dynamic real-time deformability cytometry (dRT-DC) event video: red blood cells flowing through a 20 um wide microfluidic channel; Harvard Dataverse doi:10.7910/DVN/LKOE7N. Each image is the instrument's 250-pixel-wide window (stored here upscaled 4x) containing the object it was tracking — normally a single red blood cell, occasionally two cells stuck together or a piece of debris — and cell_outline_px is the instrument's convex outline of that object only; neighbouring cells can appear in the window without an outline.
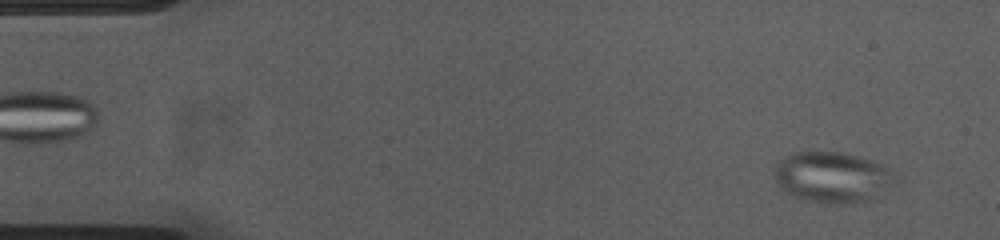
{"species": "common noctule bat (a hibernating species)", "species_latin": "Nyctalus noctula", "temperature_condition": "cold", "stored_images_in_passage": 53, "camera_frame_rate_fps": 3000, "um_per_image_px": 0.085, "animal": {"sex": "female", "body_mass_g": 23.0, "forearm_length_mm": 53.4}, "frame": {"image": 1, "passage_image": 3, "time_ms": 0.667, "image_size_px": [1000, 240], "cell_outline_px": [[904, 180], [868, 200], [840, 204], [800, 200], [792, 196], [780, 188], [776, 180], [776, 164], [784, 156], [800, 148], [808, 148], [840, 152], [860, 156], [872, 160], [892, 168]], "centroid_in_image_um": [70.81, 15.01], "position_along_channel_um": 14.2, "area_um2": 37.28}}
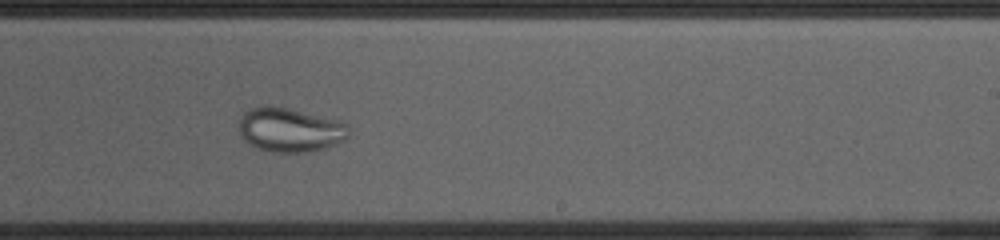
{"frame": {"image": 2, "passage_image": 32, "time_ms": 10.333, "image_size_px": [1000, 240], "cell_outline_px": [[348, 136], [344, 140], [324, 148], [308, 152], [272, 152], [248, 144], [240, 136], [240, 120], [244, 112], [252, 108], [268, 104], [288, 108], [340, 120], [348, 124]], "centroid_in_image_um": [24.65, 11.02], "position_along_channel_um": 264.4, "area_um2": 28.26}}
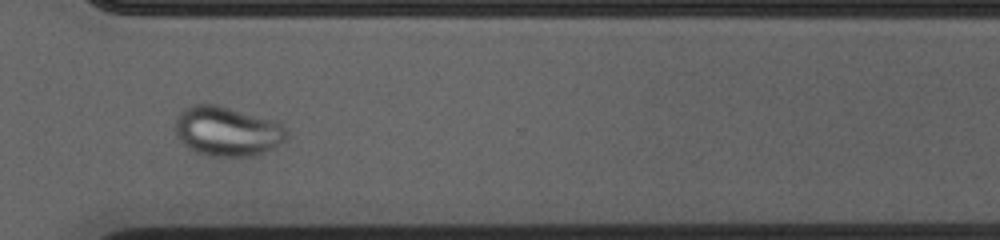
{"frame": {"image": 3, "passage_image": 39, "time_ms": 12.667, "image_size_px": [1000, 240], "cell_outline_px": [[288, 136], [284, 140], [252, 156], [208, 156], [196, 152], [188, 148], [176, 136], [172, 128], [176, 116], [184, 108], [192, 104], [216, 104], [276, 120], [288, 128]], "centroid_in_image_um": [19.25, 11.13], "position_along_channel_um": 351.4, "area_um2": 32.48}}